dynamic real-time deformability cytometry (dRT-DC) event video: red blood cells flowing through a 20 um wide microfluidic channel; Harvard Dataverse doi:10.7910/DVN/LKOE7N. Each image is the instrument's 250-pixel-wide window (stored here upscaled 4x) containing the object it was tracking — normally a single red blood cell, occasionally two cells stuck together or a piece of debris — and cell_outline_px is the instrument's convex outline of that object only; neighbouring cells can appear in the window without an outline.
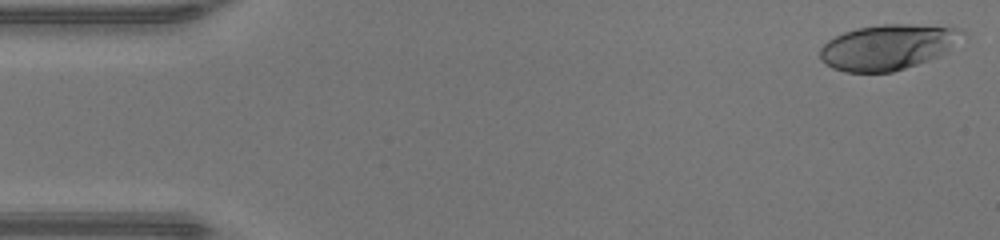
{"species": "human", "species_latin": "Homo sapiens", "temperature_condition": "warm", "stored_images_in_passage": 47, "camera_frame_rate_fps": 3000, "um_per_image_px": 0.085, "donor": {"sex": "male"}, "frame": {"image": 1, "passage_image": 1, "time_ms": 0.0, "image_size_px": [1000, 240], "cell_outline_px": [[968, 36], [940, 56], [892, 72], [844, 72], [832, 68], [820, 60], [820, 48], [828, 40], [844, 32], [856, 28], [884, 24], [908, 24], [964, 28]], "centroid_in_image_um": [75.52, 3.99], "position_along_channel_um": 9.5, "area_um2": 37.92}}
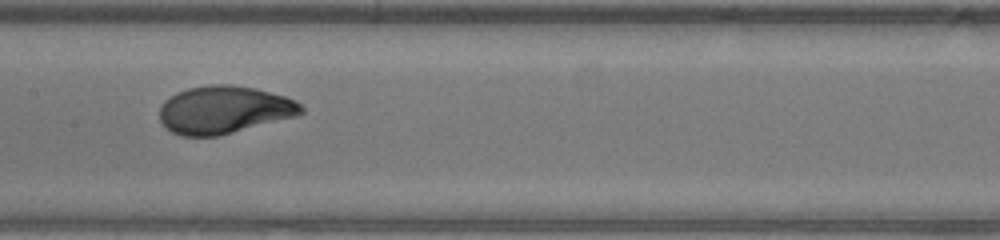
{"frame": {"image": 2, "passage_image": 23, "time_ms": 7.333, "image_size_px": [1000, 240], "cell_outline_px": [[304, 112], [296, 116], [220, 136], [180, 136], [172, 132], [160, 120], [160, 104], [164, 100], [176, 92], [188, 88], [212, 84], [232, 84], [256, 88], [284, 96], [296, 100], [304, 108]], "centroid_in_image_um": [19.05, 9.33], "position_along_channel_um": 188.4, "area_um2": 39.59}}
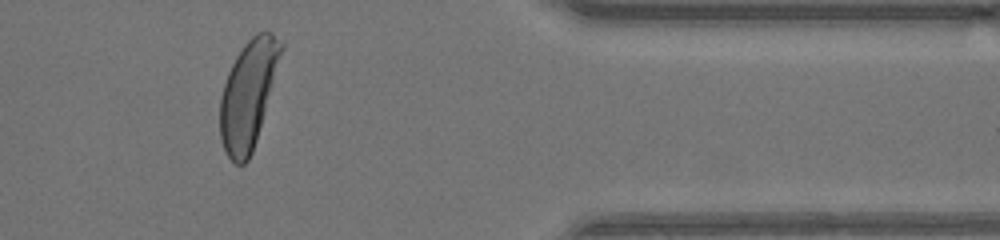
{"frame": {"image": 3, "passage_image": 39, "time_ms": 12.667, "image_size_px": [1000, 240], "cell_outline_px": [[284, 48], [256, 140], [252, 152], [248, 160], [244, 164], [236, 164], [228, 156], [224, 148], [220, 136], [220, 96], [228, 72], [236, 56], [244, 44], [256, 32], [272, 32], [284, 44]], "centroid_in_image_um": [21.1, 7.99], "position_along_channel_um": 390.3, "area_um2": 37.92}, "authors_computed_cell_mechanics": {"area_um2": 38.437, "velocity_mm_per_s": 4.294, "shape_relaxation_time_tau1_ms": 3.5896, "shape_relaxation_time_tau2_ms": null, "deformation_change_tau1": 0.223, "deformation_change_tau2": null}}